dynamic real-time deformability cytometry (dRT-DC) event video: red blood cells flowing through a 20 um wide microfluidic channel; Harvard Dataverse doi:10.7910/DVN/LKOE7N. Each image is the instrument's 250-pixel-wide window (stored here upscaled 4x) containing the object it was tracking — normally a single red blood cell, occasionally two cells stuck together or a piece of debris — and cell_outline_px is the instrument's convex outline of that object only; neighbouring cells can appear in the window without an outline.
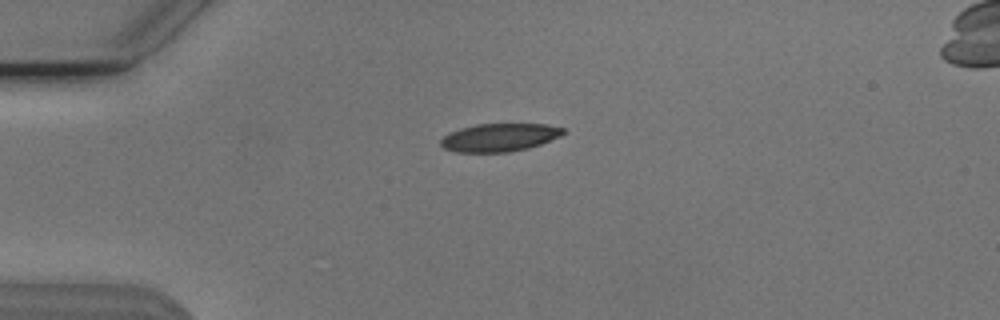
{"species": "Egyptian fruit bat (a non-hibernating species)", "species_latin": "Rousettus aegyptiacus", "temperature_condition": "cold", "stored_images_in_passage": 41, "camera_frame_rate_fps": 3000, "um_per_image_px": 0.085, "animal": {"sex": "male"}, "frame": {"image": 1, "passage_image": 1, "time_ms": 0.0, "image_size_px": [1000, 320], "cell_outline_px": [[564, 132], [560, 136], [540, 144], [528, 148], [508, 152], [456, 152], [444, 148], [440, 144], [440, 140], [444, 136], [460, 128], [476, 124], [548, 124], [564, 128]], "centroid_in_image_um": [42.45, 11.68], "position_along_channel_um": 42.6, "area_um2": 19.88}}
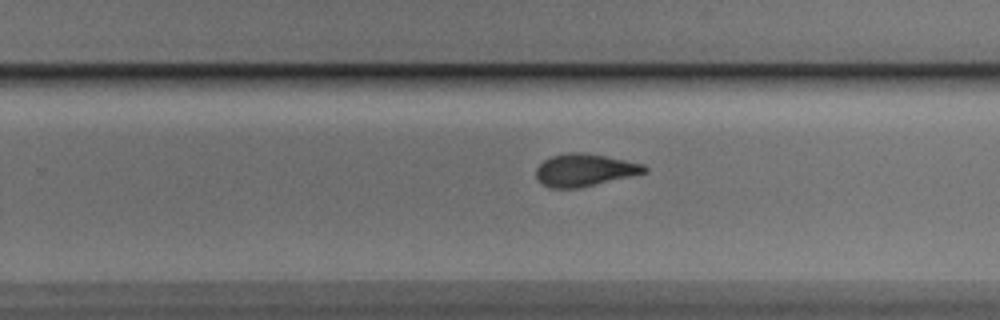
{"frame": {"image": 2, "passage_image": 22, "time_ms": 7.0, "image_size_px": [1000, 320], "cell_outline_px": [[648, 172], [632, 176], [580, 188], [548, 188], [540, 184], [536, 176], [536, 168], [544, 160], [552, 156], [568, 152], [584, 152], [644, 164], [648, 168]], "centroid_in_image_um": [49.68, 14.47], "position_along_channel_um": 280.1, "area_um2": 20.63}}
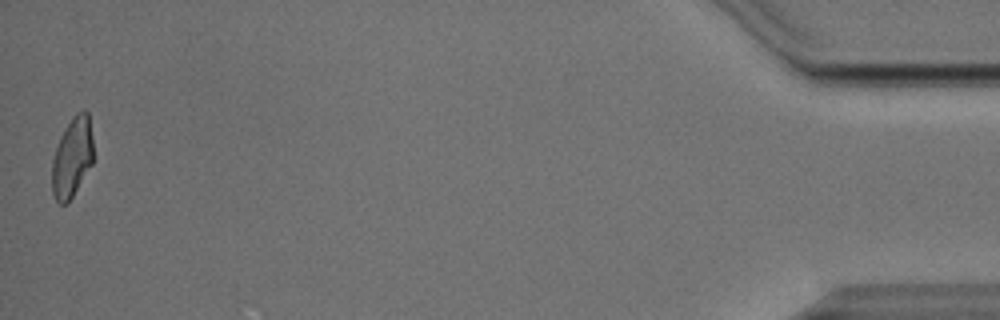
{"frame": {"image": 3, "passage_image": 41, "time_ms": 13.333, "image_size_px": [1000, 320], "cell_outline_px": [[92, 164], [68, 204], [60, 204], [56, 200], [52, 192], [52, 160], [60, 136], [72, 116], [76, 112], [84, 108], [88, 112], [92, 136]], "centroid_in_image_um": [6.13, 13.36], "position_along_channel_um": 429.1, "area_um2": 19.31}, "authors_computed_cell_mechanics": {"area_um2": 20.6346, "velocity_mm_per_s": 3.804, "shape_relaxation_time_tau1_ms": 4.1427, "shape_relaxation_time_tau2_ms": 1.9268, "deformation_change_tau1": 0.1565, "deformation_change_tau2": 0.0713}}